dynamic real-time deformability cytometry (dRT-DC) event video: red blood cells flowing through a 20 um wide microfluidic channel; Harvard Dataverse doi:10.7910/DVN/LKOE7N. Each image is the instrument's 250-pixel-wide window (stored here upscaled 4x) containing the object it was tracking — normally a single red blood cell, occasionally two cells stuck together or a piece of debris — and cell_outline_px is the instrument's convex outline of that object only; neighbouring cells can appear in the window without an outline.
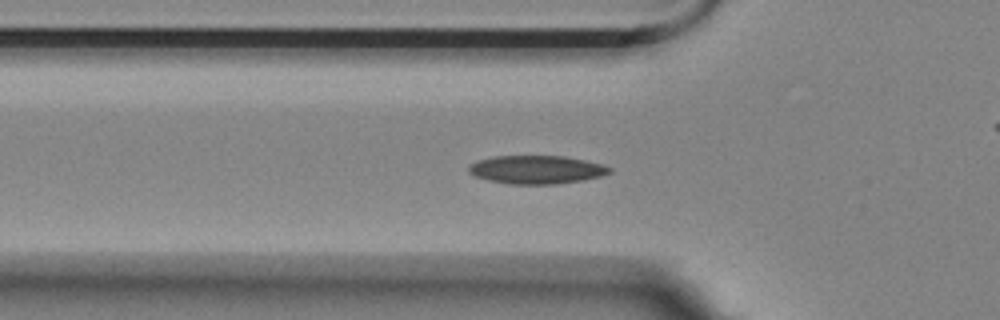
{"species": "Egyptian fruit bat (a non-hibernating species)", "species_latin": "Rousettus aegyptiacus", "temperature_condition": "room temperature", "stored_images_in_passage": 49, "camera_frame_rate_fps": 3000, "um_per_image_px": 0.085, "animal": {"sex": "female"}, "frame": {"image": 1, "passage_image": 10, "time_ms": 3.0, "image_size_px": [1000, 320], "cell_outline_px": [[612, 172], [600, 176], [584, 180], [556, 184], [508, 184], [488, 180], [476, 176], [468, 172], [468, 164], [476, 160], [492, 156], [564, 156], [604, 164], [612, 168]], "centroid_in_image_um": [45.59, 14.41], "position_along_channel_um": 80.2, "area_um2": 23.47}}
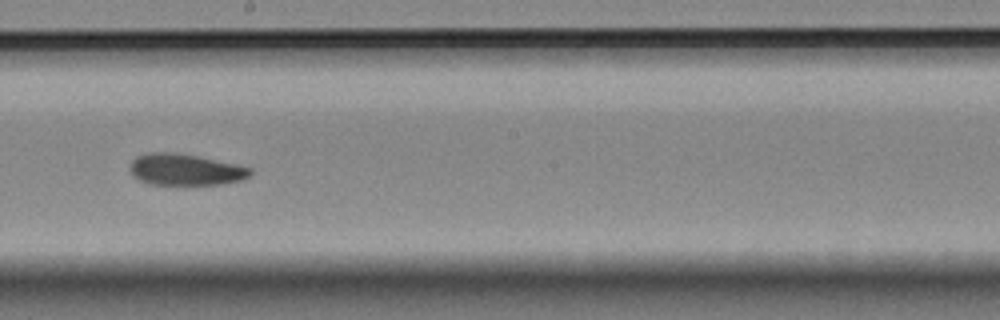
{"frame": {"image": 2, "passage_image": 23, "time_ms": 7.333, "image_size_px": [1000, 320], "cell_outline_px": [[252, 176], [244, 180], [220, 184], [148, 184], [132, 176], [128, 168], [132, 160], [136, 156], [148, 152], [176, 152], [200, 156], [236, 164], [252, 168]], "centroid_in_image_um": [15.75, 14.4], "position_along_channel_um": 232.4, "area_um2": 22.43}}
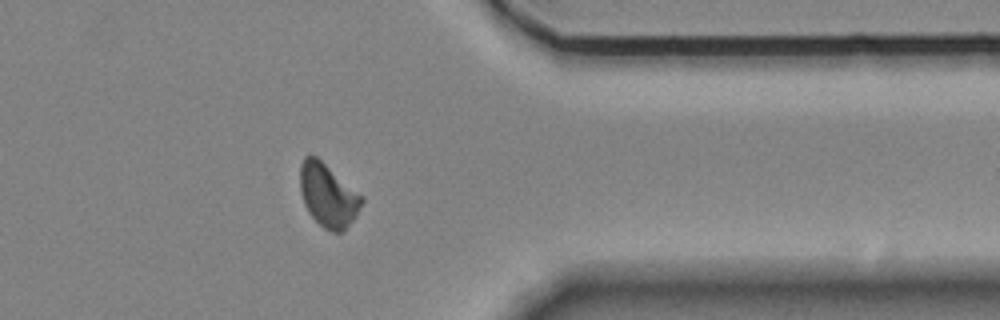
{"frame": {"image": 3, "passage_image": 37, "time_ms": 12.0, "image_size_px": [1000, 320], "cell_outline_px": [[364, 200], [356, 216], [340, 232], [332, 232], [324, 228], [308, 212], [304, 204], [300, 192], [300, 164], [304, 156], [316, 156], [364, 196]], "centroid_in_image_um": [27.88, 16.58], "position_along_channel_um": 383.5, "area_um2": 22.6}, "authors_computed_cell_mechanics": {"area_um2": 22.4842, "velocity_mm_per_s": 3.4961, "shape_relaxation_time_tau1_ms": 4.7768, "shape_relaxation_time_tau2_ms": 5.6226, "deformation_change_tau1": 0.1164, "deformation_change_tau2": 0.086}}